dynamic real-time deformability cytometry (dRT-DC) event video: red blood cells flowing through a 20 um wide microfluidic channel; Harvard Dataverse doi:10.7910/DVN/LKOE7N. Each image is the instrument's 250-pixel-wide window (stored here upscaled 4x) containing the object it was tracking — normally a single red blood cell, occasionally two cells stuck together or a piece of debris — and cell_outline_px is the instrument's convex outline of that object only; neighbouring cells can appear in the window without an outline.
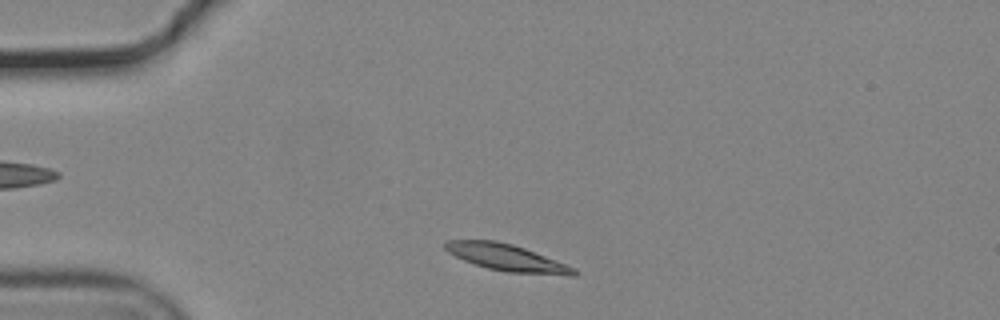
{"species": "common noctule bat (a hibernating species)", "species_latin": "Nyctalus noctula", "temperature_condition": "cold", "stored_images_in_passage": 37, "camera_frame_rate_fps": 3000, "um_per_image_px": 0.085, "animal": {"sex": "male", "body_mass_g": 19.2, "forearm_length_mm": 51.8}, "frame": {"image": 1, "passage_image": 2, "time_ms": 0.333, "image_size_px": [1000, 320], "cell_outline_px": [[580, 272], [576, 276], [572, 276], [508, 272], [488, 268], [464, 260], [448, 252], [444, 248], [444, 244], [448, 240], [496, 240], [512, 244], [524, 248], [568, 264], [576, 268]], "centroid_in_image_um": [43.16, 21.91], "position_along_channel_um": 41.8, "area_um2": 20.11}}
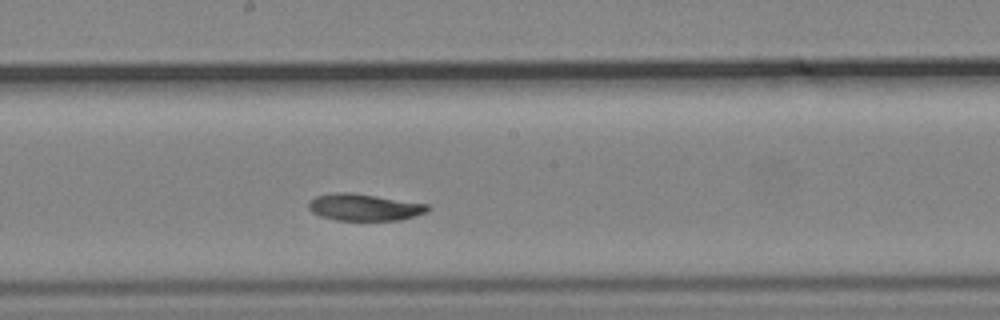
{"frame": {"image": 2, "passage_image": 19, "time_ms": 6.0, "image_size_px": [1000, 320], "cell_outline_px": [[428, 212], [416, 216], [400, 220], [336, 220], [320, 216], [312, 212], [308, 208], [308, 200], [316, 196], [336, 192], [352, 192], [428, 204]], "centroid_in_image_um": [30.94, 17.61], "position_along_channel_um": 217.3, "area_um2": 18.73}}
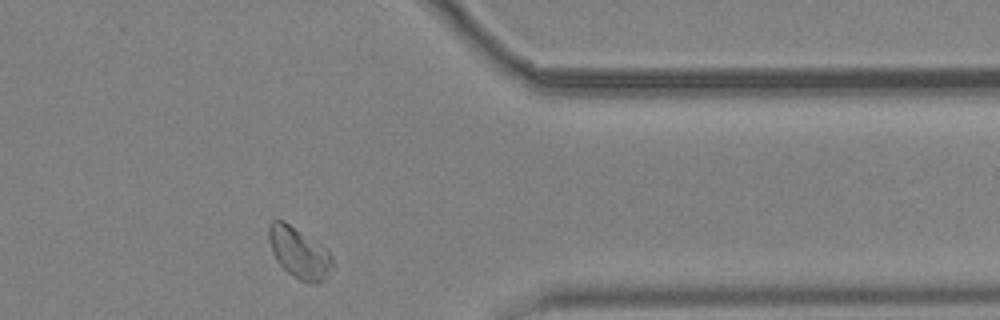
{"frame": {"image": 3, "passage_image": 34, "time_ms": 11.0, "image_size_px": [1000, 320], "cell_outline_px": [[332, 268], [324, 280], [316, 284], [300, 280], [292, 276], [276, 260], [272, 252], [268, 240], [268, 224], [272, 220], [284, 220], [328, 252], [332, 256]], "centroid_in_image_um": [25.37, 21.5], "position_along_channel_um": 386.0, "area_um2": 18.44}, "authors_computed_cell_mechanics": {"area_um2": 18.9006, "velocity_mm_per_s": 3.6531, "shape_relaxation_time_tau1_ms": 4.8007, "shape_relaxation_time_tau2_ms": null, "deformation_change_tau1": 0.1304, "deformation_change_tau2": null}}